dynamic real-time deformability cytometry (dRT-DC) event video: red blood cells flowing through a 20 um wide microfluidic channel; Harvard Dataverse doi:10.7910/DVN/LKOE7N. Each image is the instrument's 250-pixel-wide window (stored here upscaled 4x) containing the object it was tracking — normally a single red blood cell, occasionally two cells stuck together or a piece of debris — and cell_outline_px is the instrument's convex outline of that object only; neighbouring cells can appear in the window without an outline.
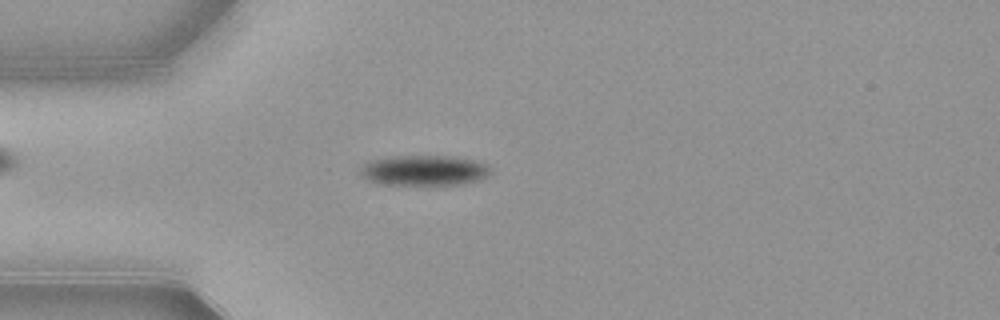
{"species": "common noctule bat (a hibernating species)", "species_latin": "Nyctalus noctula", "temperature_condition": "warm", "stored_images_in_passage": 52, "camera_frame_rate_fps": 3000, "um_per_image_px": 0.085, "animal": {"sex": "female", "body_mass_g": 21.9}, "frame": {"image": 1, "passage_image": 14, "time_ms": 4.333, "image_size_px": [1000, 320], "cell_outline_px": [[492, 172], [488, 176], [480, 180], [464, 184], [424, 188], [376, 184], [360, 176], [360, 168], [368, 160], [392, 156], [456, 156], [476, 160], [488, 164], [492, 168]], "centroid_in_image_um": [36.07, 14.54], "position_along_channel_um": 48.9, "area_um2": 24.74}}
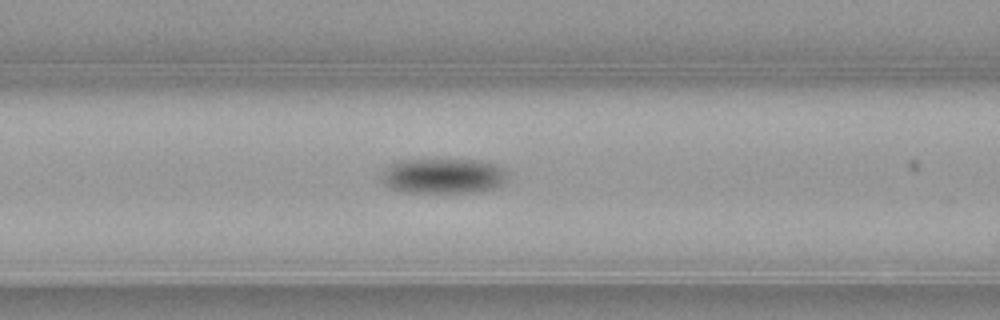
{"frame": {"image": 2, "passage_image": 21, "time_ms": 6.667, "image_size_px": [1000, 320], "cell_outline_px": [[508, 176], [500, 184], [492, 188], [476, 192], [404, 192], [392, 188], [384, 184], [380, 180], [380, 176], [384, 168], [388, 164], [400, 160], [480, 160], [500, 164], [508, 172]], "centroid_in_image_um": [37.66, 14.94], "position_along_channel_um": 128.9, "area_um2": 26.07}}
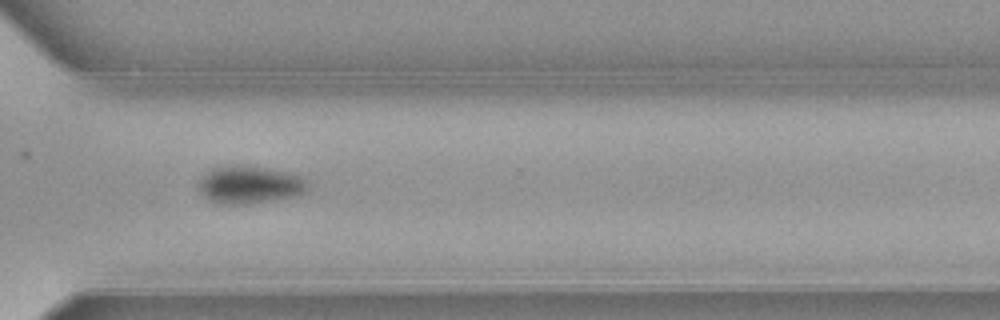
{"frame": {"image": 3, "passage_image": 38, "time_ms": 12.333, "image_size_px": [1000, 320], "cell_outline_px": [[312, 184], [300, 196], [248, 204], [220, 204], [208, 200], [200, 192], [200, 180], [212, 168], [236, 164], [244, 164], [288, 172], [300, 176], [308, 180]], "centroid_in_image_um": [21.29, 15.7], "position_along_channel_um": 349.3, "area_um2": 24.33}, "authors_computed_cell_mechanics": {"area_um2": 23.0044, "velocity_mm_per_s": 3.8999, "shape_relaxation_time_tau1_ms": 2.2556, "shape_relaxation_time_tau2_ms": null, "deformation_change_tau1": 0.1291, "deformation_change_tau2": null}}